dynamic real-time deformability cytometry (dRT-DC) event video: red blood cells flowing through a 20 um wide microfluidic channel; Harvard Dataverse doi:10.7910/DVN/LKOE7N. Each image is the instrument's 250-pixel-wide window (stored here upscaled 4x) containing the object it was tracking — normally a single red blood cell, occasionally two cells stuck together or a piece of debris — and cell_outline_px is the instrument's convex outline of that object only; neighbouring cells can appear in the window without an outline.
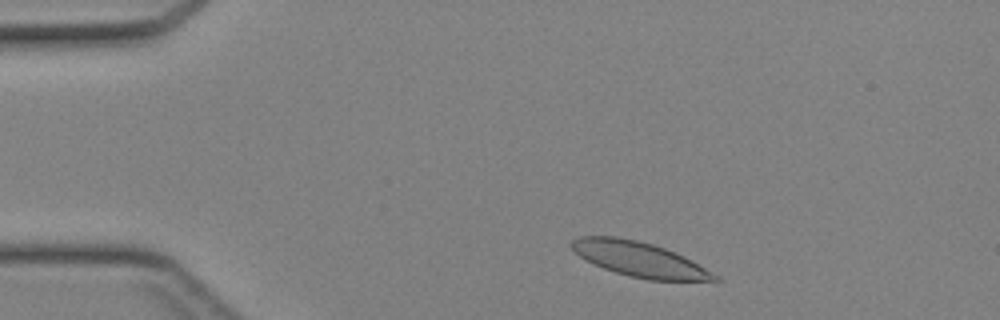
{"species": "Egyptian fruit bat (a non-hibernating species)", "species_latin": "Rousettus aegyptiacus", "temperature_condition": "cold", "stored_images_in_passage": 39, "camera_frame_rate_fps": 3000, "um_per_image_px": 0.085, "animal": {"sex": "female"}, "frame": {"image": 1, "passage_image": 3, "time_ms": 0.667, "image_size_px": [1000, 320], "cell_outline_px": [[720, 280], [648, 280], [628, 276], [604, 268], [584, 260], [568, 244], [572, 240], [580, 236], [616, 236], [636, 240], [652, 244], [664, 248], [684, 256], [692, 260], [720, 276]], "centroid_in_image_um": [54.33, 22.03], "position_along_channel_um": 30.7, "area_um2": 28.9}}
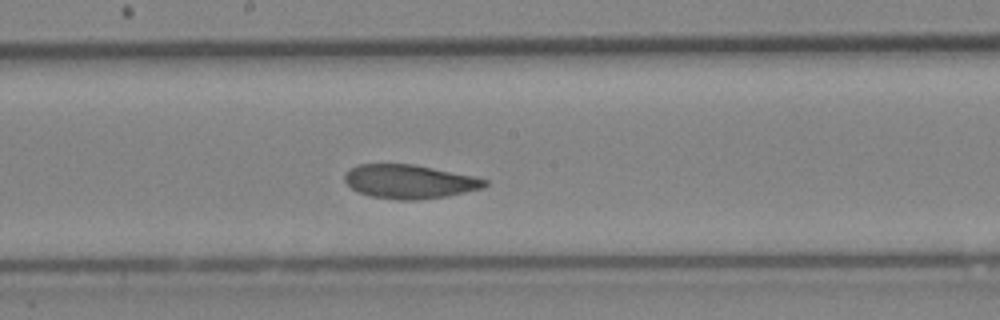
{"frame": {"image": 2, "passage_image": 19, "time_ms": 6.0, "image_size_px": [1000, 320], "cell_outline_px": [[488, 184], [484, 188], [448, 196], [420, 200], [396, 200], [368, 196], [356, 192], [344, 180], [344, 176], [352, 168], [360, 164], [412, 164], [472, 176], [488, 180]], "centroid_in_image_um": [34.8, 15.46], "position_along_channel_um": 213.4, "area_um2": 27.63}}
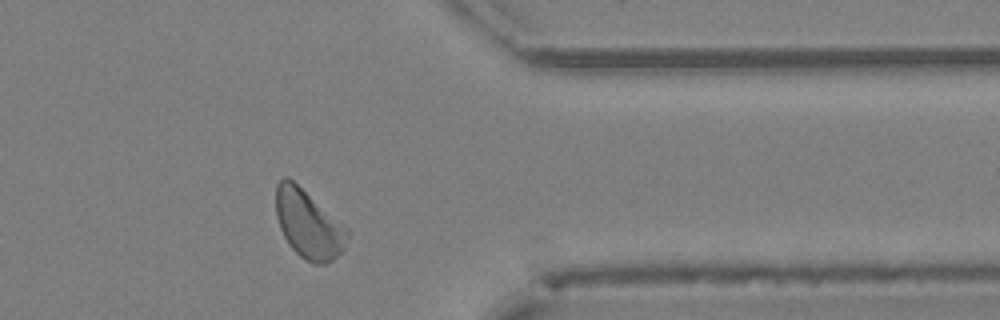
{"frame": {"image": 3, "passage_image": 31, "time_ms": 10.0, "image_size_px": [1000, 320], "cell_outline_px": [[348, 236], [344, 248], [332, 260], [324, 264], [312, 264], [300, 256], [288, 244], [280, 228], [276, 216], [276, 184], [284, 176], [288, 176], [348, 228]], "centroid_in_image_um": [26.2, 19.05], "position_along_channel_um": 385.2, "area_um2": 28.26}}